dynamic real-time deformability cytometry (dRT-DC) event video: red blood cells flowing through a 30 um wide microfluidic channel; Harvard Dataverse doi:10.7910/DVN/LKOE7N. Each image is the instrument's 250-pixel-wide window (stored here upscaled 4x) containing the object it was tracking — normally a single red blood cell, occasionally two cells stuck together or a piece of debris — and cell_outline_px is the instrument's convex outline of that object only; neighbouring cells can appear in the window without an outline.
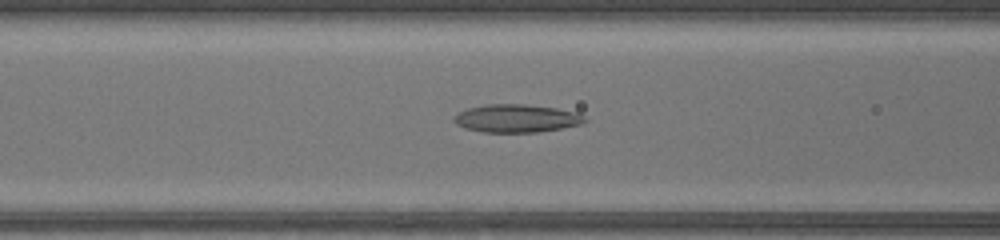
{"species": "common noctule bat (a hibernating species)", "species_latin": "Nyctalus noctula", "temperature_condition": "warm", "stored_images_in_passage": 32, "camera_frame_rate_fps": 3000, "um_per_image_px": 0.085, "animal": {"sex": "female", "body_mass_g": 17.0, "forearm_length_mm": 48.0}, "frame": {"image": 1, "passage_image": 11, "time_ms": 3.333, "image_size_px": [1000, 240], "cell_outline_px": [[588, 120], [580, 124], [540, 132], [484, 132], [464, 128], [456, 124], [452, 120], [452, 116], [468, 108], [488, 104], [524, 104], [556, 108], [576, 112], [584, 116]], "centroid_in_image_um": [43.88, 10.06], "position_along_channel_um": 122.7, "area_um2": 21.33}}
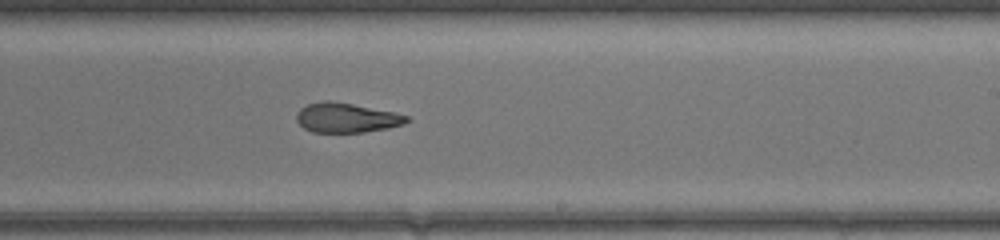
{"frame": {"image": 2, "passage_image": 20, "time_ms": 6.333, "image_size_px": [1000, 240], "cell_outline_px": [[412, 120], [404, 124], [388, 128], [364, 132], [312, 132], [304, 128], [296, 120], [296, 116], [300, 108], [308, 104], [324, 100], [328, 100], [352, 104], [392, 112], [408, 116]], "centroid_in_image_um": [29.45, 10.01], "position_along_channel_um": 259.6, "area_um2": 18.9}}
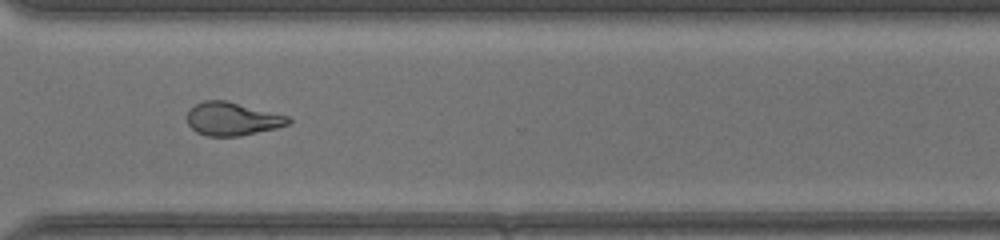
{"frame": {"image": 3, "passage_image": 26, "time_ms": 8.333, "image_size_px": [1000, 240], "cell_outline_px": [[292, 120], [288, 124], [276, 128], [240, 136], [208, 136], [196, 132], [188, 124], [188, 112], [196, 104], [204, 100], [224, 100], [288, 116]], "centroid_in_image_um": [19.74, 10.11], "position_along_channel_um": 350.9, "area_um2": 19.31}}